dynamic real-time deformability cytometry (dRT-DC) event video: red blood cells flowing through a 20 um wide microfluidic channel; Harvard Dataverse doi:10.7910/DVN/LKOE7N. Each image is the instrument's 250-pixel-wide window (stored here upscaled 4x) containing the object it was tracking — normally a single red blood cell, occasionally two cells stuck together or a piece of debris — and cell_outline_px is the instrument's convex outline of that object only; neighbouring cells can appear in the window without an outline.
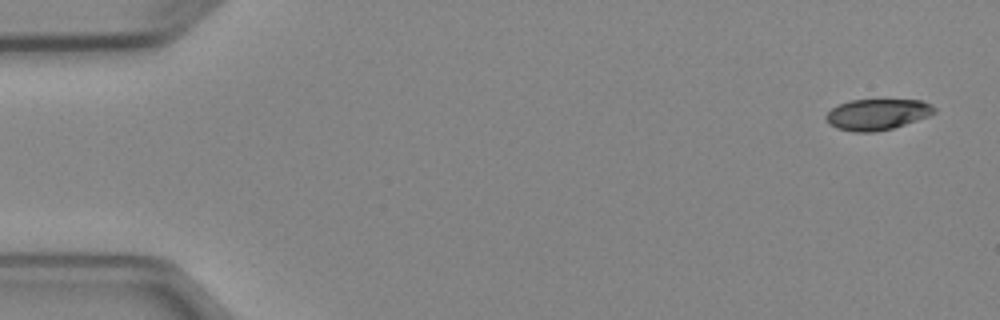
{"species": "Egyptian fruit bat (a non-hibernating species)", "species_latin": "Rousettus aegyptiacus", "temperature_condition": "cold", "stored_images_in_passage": 6, "camera_frame_rate_fps": 3000, "um_per_image_px": 0.085, "animal": {"sex": "female"}, "frame": {"image": 1, "passage_image": 1, "time_ms": 0.0, "image_size_px": [1000, 320], "cell_outline_px": [[936, 112], [928, 116], [892, 128], [872, 132], [852, 132], [836, 128], [828, 124], [824, 116], [832, 108], [848, 100], [920, 100], [932, 104], [936, 108]], "centroid_in_image_um": [74.54, 9.72], "position_along_channel_um": 10.5, "area_um2": 19.54}}
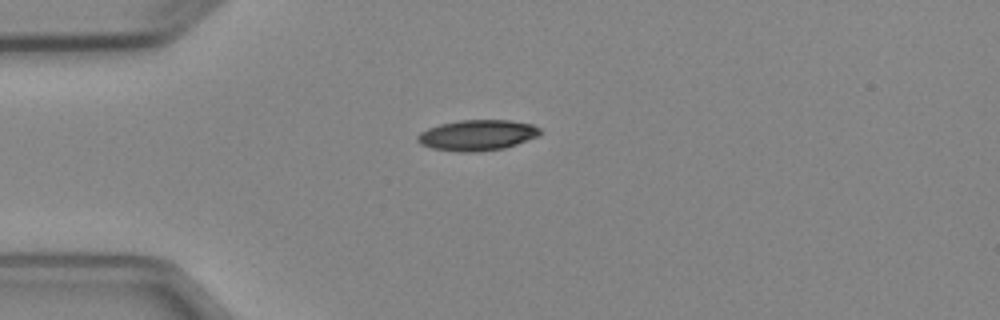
{"frame": {"image": 2, "passage_image": 4, "time_ms": 3.667, "image_size_px": [1000, 320], "cell_outline_px": [[540, 136], [504, 148], [476, 152], [456, 152], [432, 148], [420, 144], [416, 140], [416, 136], [420, 132], [428, 128], [440, 124], [460, 120], [508, 120], [532, 124], [540, 128]], "centroid_in_image_um": [40.55, 11.49], "position_along_channel_um": 44.5, "area_um2": 22.02}}